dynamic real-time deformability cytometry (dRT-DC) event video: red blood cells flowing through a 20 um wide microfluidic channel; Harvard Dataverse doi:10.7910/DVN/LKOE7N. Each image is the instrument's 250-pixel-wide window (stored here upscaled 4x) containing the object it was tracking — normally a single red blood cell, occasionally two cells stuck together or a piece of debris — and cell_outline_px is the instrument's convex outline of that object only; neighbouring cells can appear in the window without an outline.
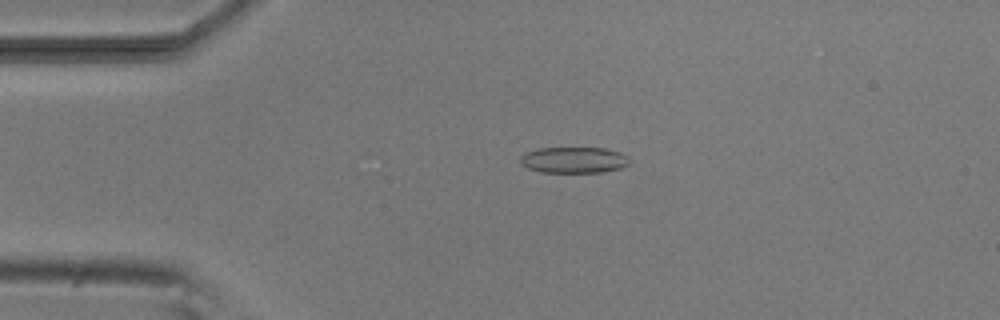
{"species": "common noctule bat (a hibernating species)", "species_latin": "Nyctalus noctula", "temperature_condition": "room temperature", "stored_images_in_passage": 4, "camera_frame_rate_fps": 3000, "um_per_image_px": 0.085, "animal": {"sex": "male", "body_mass_g": 20.5, "forearm_length_mm": 52.5}, "frame": {"image": 1, "passage_image": 4, "time_ms": 3.333, "image_size_px": [1000, 320], "cell_outline_px": [[628, 164], [620, 168], [604, 172], [540, 172], [528, 168], [520, 164], [520, 156], [524, 152], [540, 148], [604, 148], [620, 152], [628, 156]], "centroid_in_image_um": [48.74, 13.6], "position_along_channel_um": 36.3, "area_um2": 16.65}}